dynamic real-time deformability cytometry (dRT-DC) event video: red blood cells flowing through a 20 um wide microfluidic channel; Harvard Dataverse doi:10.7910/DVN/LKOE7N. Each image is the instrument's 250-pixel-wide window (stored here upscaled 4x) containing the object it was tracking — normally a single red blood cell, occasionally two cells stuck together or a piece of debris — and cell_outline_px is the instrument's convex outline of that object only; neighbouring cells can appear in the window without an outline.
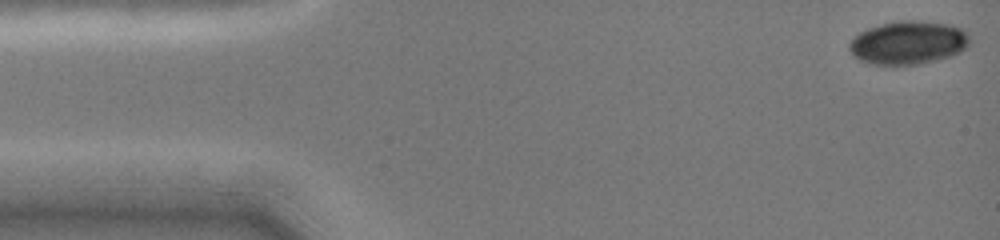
{"species": "common noctule bat (a hibernating species)", "species_latin": "Nyctalus noctula", "temperature_condition": "cold", "stored_images_in_passage": 45, "camera_frame_rate_fps": 3000, "um_per_image_px": 0.085, "animal": {"sex": "female", "body_mass_g": 19.0, "forearm_length_mm": 51.5}, "frame": {"image": 1, "passage_image": 1, "time_ms": 0.0, "image_size_px": [1000, 240], "cell_outline_px": [[972, 40], [968, 48], [952, 56], [920, 64], [868, 64], [852, 56], [848, 48], [848, 44], [860, 32], [868, 28], [884, 24], [944, 24], [960, 28], [968, 32]], "centroid_in_image_um": [77.22, 3.7], "position_along_channel_um": 7.8, "area_um2": 29.42}}
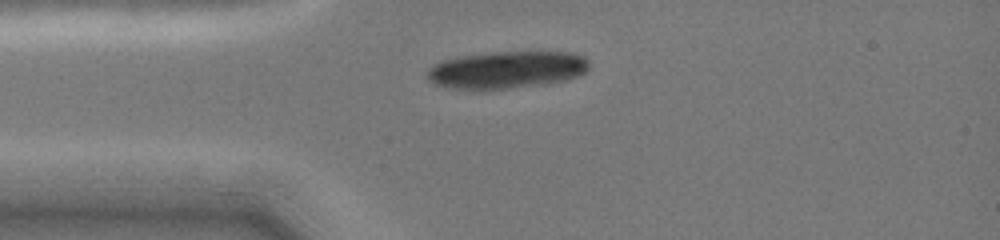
{"frame": {"image": 2, "passage_image": 12, "time_ms": 3.333, "image_size_px": [1000, 240], "cell_outline_px": [[588, 68], [580, 76], [568, 80], [548, 84], [484, 92], [476, 92], [452, 88], [432, 84], [428, 80], [428, 72], [436, 64], [444, 60], [460, 56], [496, 52], [568, 52], [580, 56], [588, 60]], "centroid_in_image_um": [43.06, 5.99], "position_along_channel_um": 41.9, "area_um2": 35.84}}
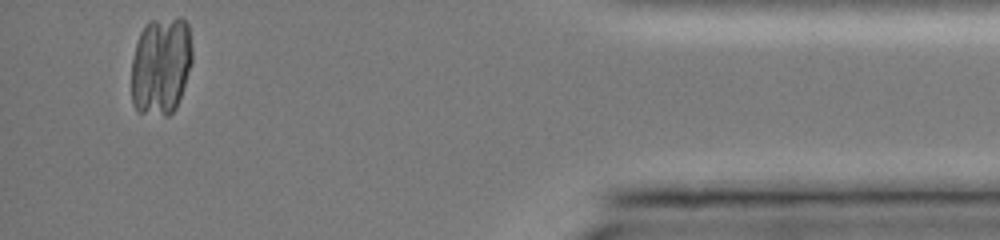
{"frame": {"image": 3, "passage_image": 44, "time_ms": 14.333, "image_size_px": [1000, 240], "cell_outline_px": [[192, 60], [176, 108], [168, 116], [164, 116], [140, 112], [132, 104], [132, 60], [136, 44], [140, 32], [144, 24], [148, 20], [176, 16], [180, 16], [188, 24], [192, 48]], "centroid_in_image_um": [13.67, 5.54], "position_along_channel_um": 421.5, "area_um2": 35.2}}